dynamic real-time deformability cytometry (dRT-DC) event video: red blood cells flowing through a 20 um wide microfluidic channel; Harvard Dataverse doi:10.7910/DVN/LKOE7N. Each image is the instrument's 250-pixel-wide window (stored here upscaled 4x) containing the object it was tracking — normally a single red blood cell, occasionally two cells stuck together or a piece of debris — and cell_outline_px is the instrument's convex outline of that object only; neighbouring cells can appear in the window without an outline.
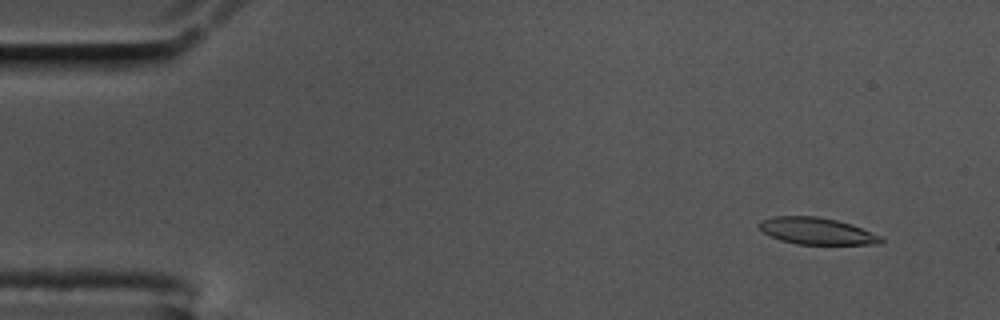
{"species": "common noctule bat (a hibernating species)", "species_latin": "Nyctalus noctula", "temperature_condition": "cold", "stored_images_in_passage": 57, "camera_frame_rate_fps": 3000, "um_per_image_px": 0.085, "animal": {"sex": "male", "body_mass_g": 17.5, "forearm_length_mm": 52.3}, "frame": {"image": 1, "passage_image": 4, "time_ms": 1.0, "image_size_px": [1000, 320], "cell_outline_px": [[884, 240], [880, 244], [796, 244], [780, 240], [768, 236], [756, 224], [760, 220], [772, 216], [816, 216], [836, 220], [852, 224], [884, 236]], "centroid_in_image_um": [69.43, 19.63], "position_along_channel_um": 15.6, "area_um2": 19.31}}
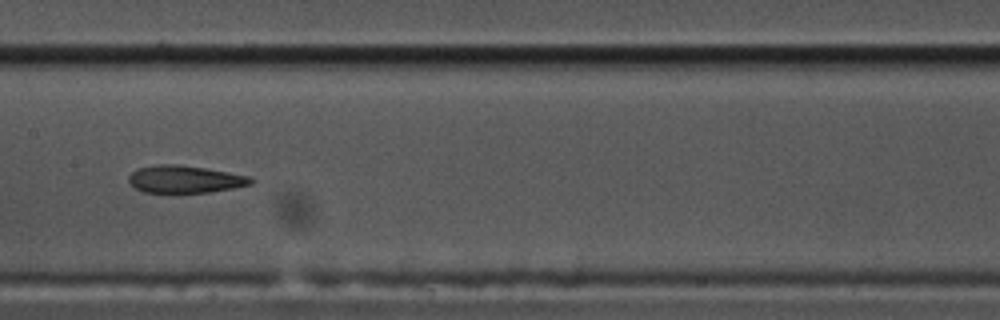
{"frame": {"image": 2, "passage_image": 28, "time_ms": 9.0, "image_size_px": [1000, 320], "cell_outline_px": [[256, 180], [252, 184], [232, 188], [208, 192], [144, 192], [136, 188], [128, 180], [128, 176], [136, 168], [156, 164], [176, 164], [204, 168], [228, 172], [248, 176]], "centroid_in_image_um": [15.7, 15.22], "position_along_channel_um": 191.7, "area_um2": 19.36}}
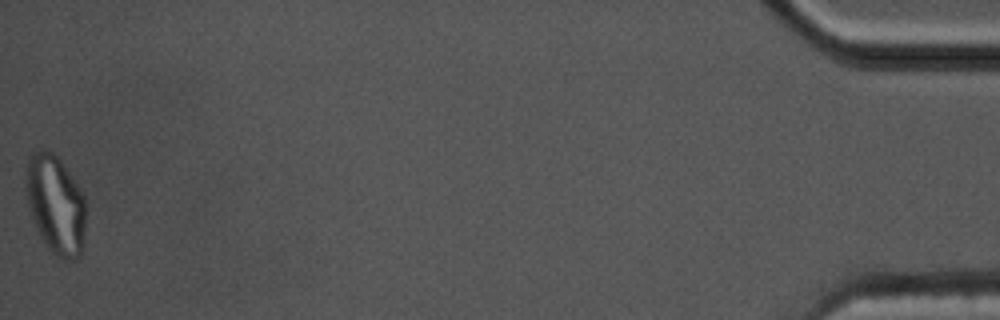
{"frame": {"image": 3, "passage_image": 57, "time_ms": 18.667, "image_size_px": [1000, 320], "cell_outline_px": [[84, 248], [80, 256], [72, 260], [64, 260], [52, 252], [44, 244], [36, 228], [24, 192], [24, 168], [28, 156], [32, 152], [52, 152], [60, 160], [84, 192]], "centroid_in_image_um": [4.7, 17.39], "position_along_channel_um": 430.5, "area_um2": 34.97}, "authors_computed_cell_mechanics": {"area_um2": 20.23, "velocity_mm_per_s": 3.4842, "shape_relaxation_time_tau1_ms": null, "shape_relaxation_time_tau2_ms": 4.0579, "deformation_change_tau1": null, "deformation_change_tau2": 0.1304}}